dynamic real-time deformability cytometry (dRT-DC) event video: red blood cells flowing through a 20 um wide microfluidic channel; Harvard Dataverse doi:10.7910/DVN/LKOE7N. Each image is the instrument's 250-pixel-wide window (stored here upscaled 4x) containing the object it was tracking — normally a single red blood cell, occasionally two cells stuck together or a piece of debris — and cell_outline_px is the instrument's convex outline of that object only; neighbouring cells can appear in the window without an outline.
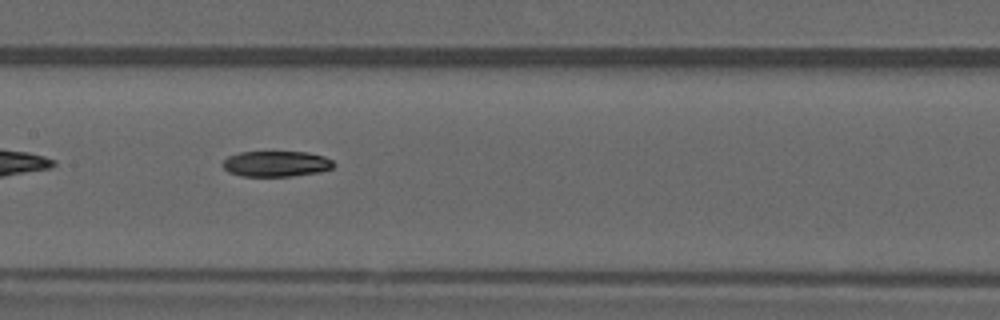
{"species": "common noctule bat (a hibernating species)", "species_latin": "Nyctalus noctula", "temperature_condition": "warm", "stored_images_in_passage": 33, "camera_frame_rate_fps": 3000, "um_per_image_px": 0.085, "animal": {"sex": "male", "forearm_length_mm": 52.5}, "frame": {"image": 1, "passage_image": 10, "time_ms": 3.0, "image_size_px": [1000, 320], "cell_outline_px": [[336, 164], [332, 168], [320, 172], [292, 176], [240, 176], [228, 172], [224, 168], [224, 160], [228, 156], [240, 152], [308, 152], [324, 156], [332, 160]], "centroid_in_image_um": [23.5, 13.92], "position_along_channel_um": 183.9, "area_um2": 16.65}}